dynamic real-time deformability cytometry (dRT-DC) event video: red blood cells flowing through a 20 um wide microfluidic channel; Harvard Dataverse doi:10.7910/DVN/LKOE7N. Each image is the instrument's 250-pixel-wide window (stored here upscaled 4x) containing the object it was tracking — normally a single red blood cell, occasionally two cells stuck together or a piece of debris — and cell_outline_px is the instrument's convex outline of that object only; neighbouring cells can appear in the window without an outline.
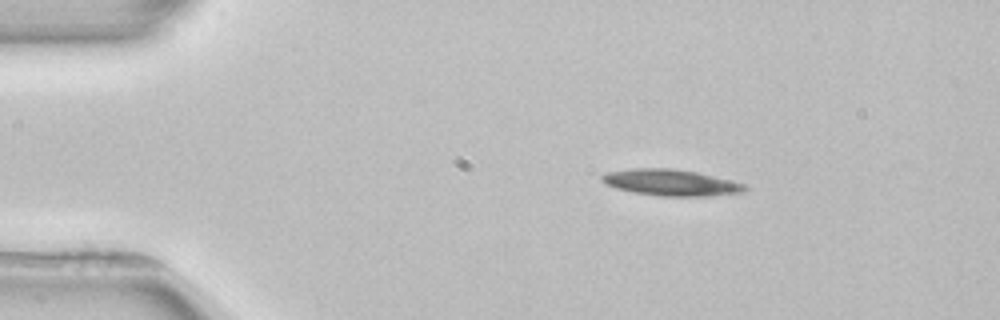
{"species": "common noctule bat (a hibernating species)", "species_latin": "Nyctalus noctula", "temperature_condition": "room temperature", "stored_images_in_passage": 3, "camera_frame_rate_fps": 3000, "um_per_image_px": 0.085, "animal": {"sex": "female", "body_mass_g": 22.7, "forearm_length_mm": 54.2}, "frame": {"image": 1, "passage_image": 1, "time_ms": 0.0, "image_size_px": [1000, 320], "cell_outline_px": [[748, 188], [744, 192], [704, 196], [660, 196], [636, 192], [616, 188], [604, 184], [600, 180], [600, 176], [608, 172], [632, 168], [672, 168], [696, 172], [744, 184]], "centroid_in_image_um": [56.97, 15.51], "position_along_channel_um": 28.0, "area_um2": 21.68}}